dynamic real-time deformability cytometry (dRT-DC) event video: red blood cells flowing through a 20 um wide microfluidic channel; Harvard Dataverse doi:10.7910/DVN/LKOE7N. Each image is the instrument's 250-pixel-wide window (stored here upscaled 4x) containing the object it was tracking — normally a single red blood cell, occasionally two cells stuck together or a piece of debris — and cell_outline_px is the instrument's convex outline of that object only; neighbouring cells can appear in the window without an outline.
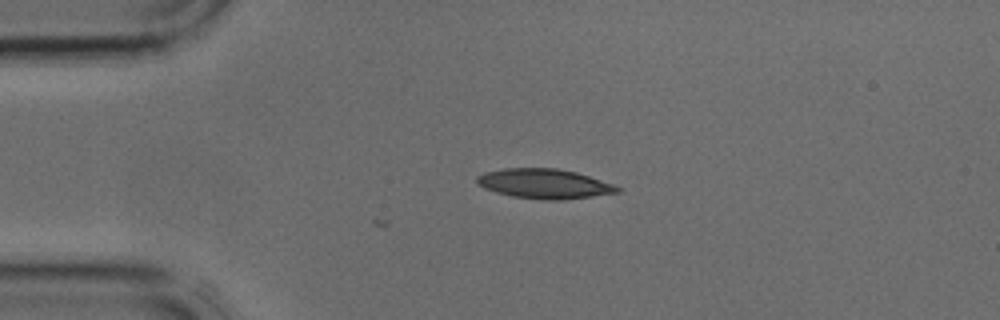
{"species": "common noctule bat (a hibernating species)", "species_latin": "Nyctalus noctula", "temperature_condition": "cold", "stored_images_in_passage": 2, "camera_frame_rate_fps": 3000, "um_per_image_px": 0.085, "animal": {"sex": "male", "body_mass_g": 17.9, "forearm_length_mm": 54.2}, "frame": {"image": 1, "passage_image": 2, "time_ms": 0.333, "image_size_px": [1000, 320], "cell_outline_px": [[624, 188], [620, 192], [592, 196], [560, 200], [544, 200], [512, 196], [496, 192], [484, 188], [476, 184], [476, 176], [484, 172], [504, 168], [556, 168], [576, 172]], "centroid_in_image_um": [46.24, 15.61], "position_along_channel_um": 38.8, "area_um2": 24.33}}